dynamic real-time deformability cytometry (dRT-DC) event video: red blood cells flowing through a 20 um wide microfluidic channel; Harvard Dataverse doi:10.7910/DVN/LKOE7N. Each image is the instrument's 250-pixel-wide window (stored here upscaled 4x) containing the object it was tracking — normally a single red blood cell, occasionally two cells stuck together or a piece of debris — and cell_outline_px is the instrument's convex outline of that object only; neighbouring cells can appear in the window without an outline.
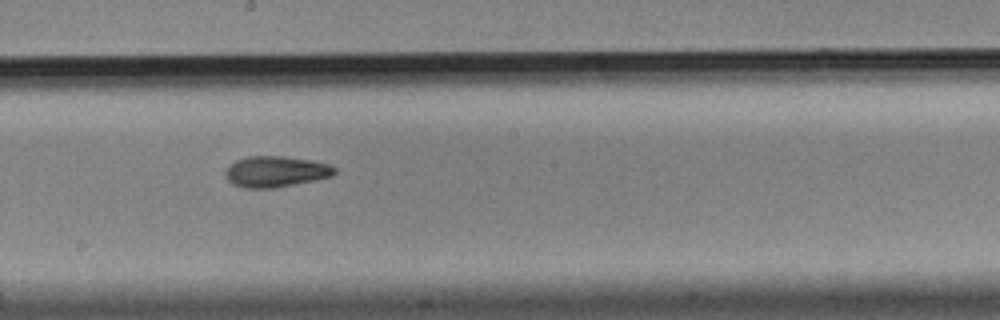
{"species": "Egyptian fruit bat (a non-hibernating species)", "species_latin": "Rousettus aegyptiacus", "temperature_condition": "cold", "stored_images_in_passage": 14, "camera_frame_rate_fps": 3000, "um_per_image_px": 0.085, "animal": {"sex": "male"}, "frame": {"image": 1, "passage_image": 7, "time_ms": 2.0, "image_size_px": [1000, 320], "cell_outline_px": [[336, 172], [332, 176], [316, 180], [276, 188], [244, 188], [232, 184], [224, 176], [224, 172], [236, 160], [248, 156], [284, 156], [312, 160], [328, 164], [336, 168]], "centroid_in_image_um": [23.44, 14.59], "position_along_channel_um": 224.8, "area_um2": 19.83}}
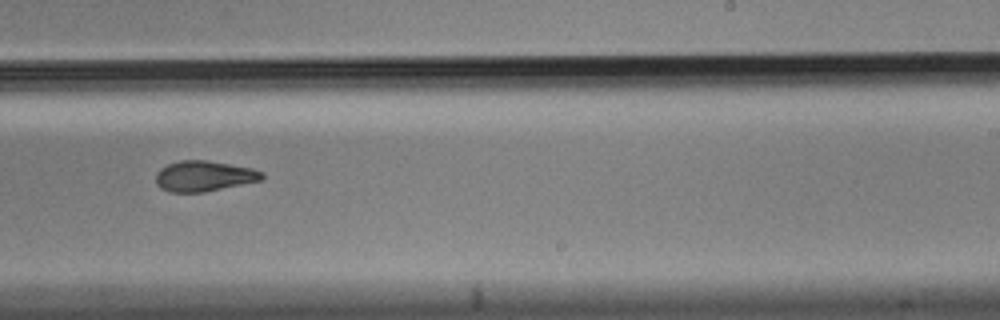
{"frame": {"image": 2, "passage_image": 8, "time_ms": 2.333, "image_size_px": [1000, 320], "cell_outline_px": [[264, 180], [204, 192], [168, 192], [160, 188], [156, 184], [156, 172], [160, 168], [168, 164], [180, 160], [208, 160], [252, 168], [264, 172]], "centroid_in_image_um": [17.35, 14.97], "position_along_channel_um": 271.7, "area_um2": 19.13}}
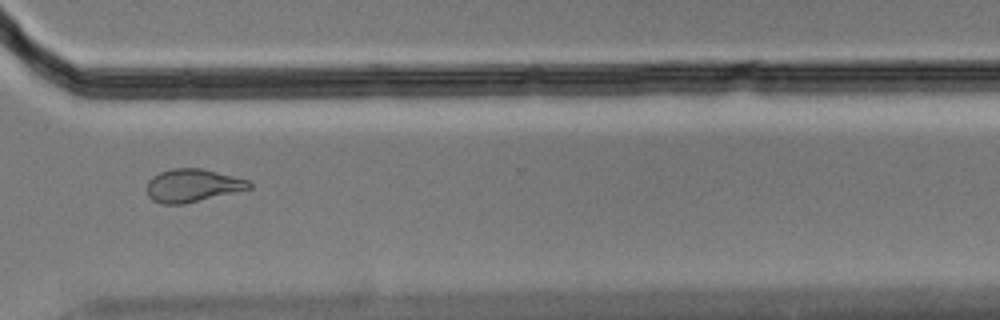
{"frame": {"image": 3, "passage_image": 10, "time_ms": 3.0, "image_size_px": [1000, 320], "cell_outline_px": [[252, 188], [184, 204], [164, 204], [152, 200], [148, 196], [148, 180], [152, 176], [160, 172], [172, 168], [200, 168], [248, 180], [252, 184]], "centroid_in_image_um": [16.35, 15.77], "position_along_channel_um": 354.3, "area_um2": 19.48}}